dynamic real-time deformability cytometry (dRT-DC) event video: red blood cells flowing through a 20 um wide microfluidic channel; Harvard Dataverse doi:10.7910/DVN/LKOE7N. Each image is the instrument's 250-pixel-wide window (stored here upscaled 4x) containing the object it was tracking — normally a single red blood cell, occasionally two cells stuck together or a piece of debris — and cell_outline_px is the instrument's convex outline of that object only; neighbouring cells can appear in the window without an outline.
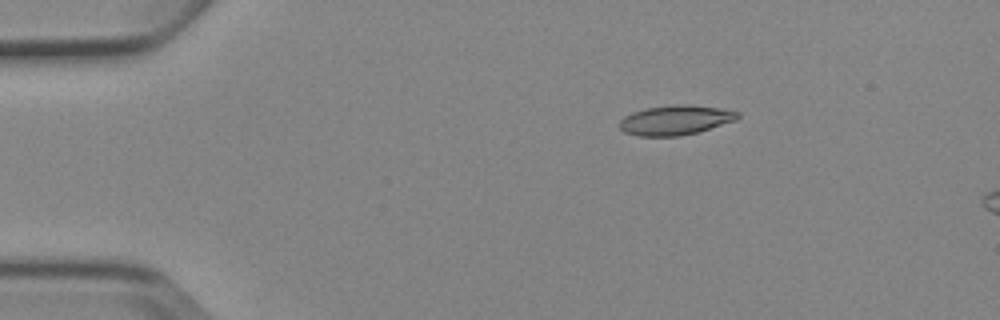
{"species": "Egyptian fruit bat (a non-hibernating species)", "species_latin": "Rousettus aegyptiacus", "temperature_condition": "cold", "stored_images_in_passage": 5, "camera_frame_rate_fps": 3000, "um_per_image_px": 0.085, "animal": {"sex": "female"}, "frame": {"image": 1, "passage_image": 3, "time_ms": 2.333, "image_size_px": [1000, 320], "cell_outline_px": [[740, 116], [736, 120], [696, 132], [680, 136], [640, 136], [624, 132], [620, 128], [620, 120], [624, 116], [632, 112], [644, 108], [672, 104], [688, 104], [720, 108], [740, 112]], "centroid_in_image_um": [57.39, 10.19], "position_along_channel_um": 27.6, "area_um2": 20.46}}